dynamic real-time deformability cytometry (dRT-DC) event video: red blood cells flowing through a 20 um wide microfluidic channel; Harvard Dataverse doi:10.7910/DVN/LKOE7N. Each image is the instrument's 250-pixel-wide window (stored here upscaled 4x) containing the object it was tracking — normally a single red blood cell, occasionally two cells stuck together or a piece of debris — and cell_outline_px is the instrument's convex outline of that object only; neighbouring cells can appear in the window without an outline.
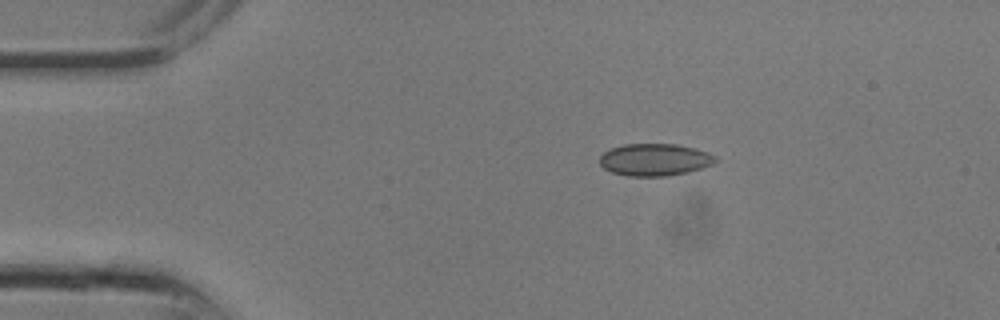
{"species": "common noctule bat (a hibernating species)", "species_latin": "Nyctalus noctula", "temperature_condition": "room temperature", "stored_images_in_passage": 9, "camera_frame_rate_fps": 3000, "um_per_image_px": 0.085, "animal": {"sex": "male", "body_mass_g": 13.3}, "frame": {"image": 1, "passage_image": 1, "time_ms": 0.0, "image_size_px": [1000, 320], "cell_outline_px": [[716, 160], [712, 164], [688, 172], [668, 176], [628, 176], [612, 172], [604, 168], [600, 164], [600, 156], [604, 152], [612, 148], [624, 144], [676, 144], [708, 152], [716, 156]], "centroid_in_image_um": [55.64, 13.58], "position_along_channel_um": 29.4, "area_um2": 21.56}}
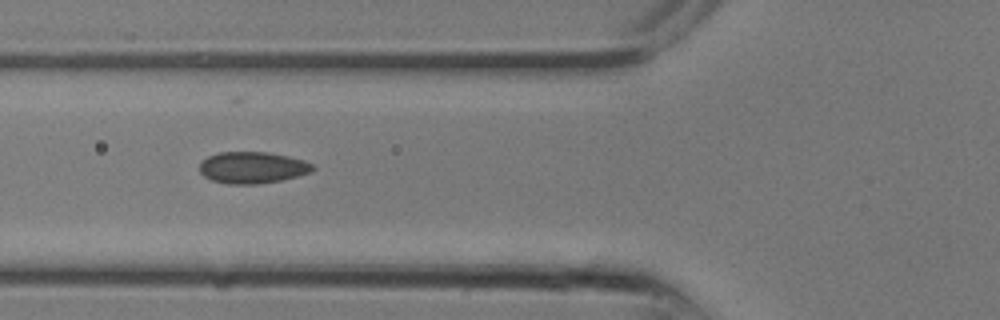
{"frame": {"image": 2, "passage_image": 6, "time_ms": 1.667, "image_size_px": [1000, 320], "cell_outline_px": [[316, 168], [312, 172], [280, 180], [256, 184], [228, 184], [212, 180], [204, 176], [200, 172], [200, 164], [208, 156], [220, 152], [268, 152], [288, 156], [304, 160], [312, 164]], "centroid_in_image_um": [21.47, 14.24], "position_along_channel_um": 104.3, "area_um2": 20.75}}
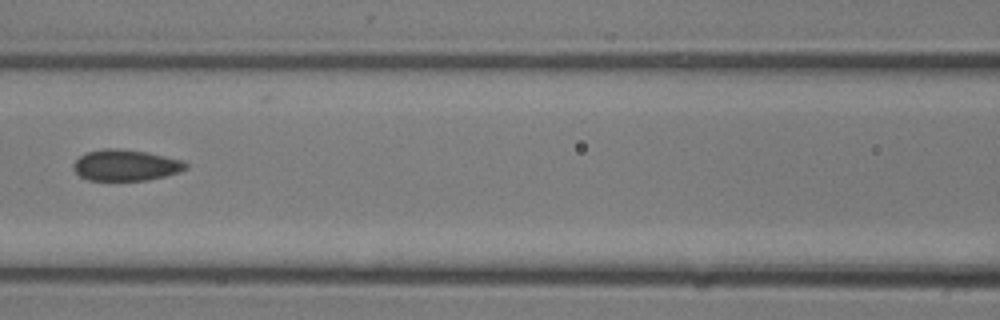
{"frame": {"image": 3, "passage_image": 8, "time_ms": 2.333, "image_size_px": [1000, 320], "cell_outline_px": [[188, 168], [180, 172], [148, 180], [88, 180], [80, 176], [72, 168], [72, 164], [80, 156], [88, 152], [104, 148], [112, 148], [148, 152], [184, 160], [188, 164]], "centroid_in_image_um": [10.71, 14.04], "position_along_channel_um": 155.9, "area_um2": 20.46}}